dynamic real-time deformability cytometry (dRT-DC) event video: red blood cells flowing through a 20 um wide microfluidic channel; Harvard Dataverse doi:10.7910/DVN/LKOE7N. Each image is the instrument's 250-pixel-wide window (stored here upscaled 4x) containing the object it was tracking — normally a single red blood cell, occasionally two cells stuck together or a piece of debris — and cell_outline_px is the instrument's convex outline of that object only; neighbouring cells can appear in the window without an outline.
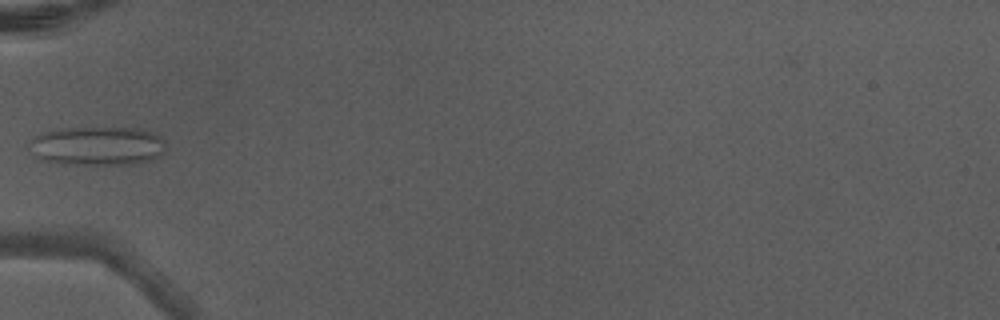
{"species": "Egyptian fruit bat (a non-hibernating species)", "species_latin": "Rousettus aegyptiacus", "temperature_condition": "warm", "stored_images_in_passage": 5, "camera_frame_rate_fps": 3000, "um_per_image_px": 0.085, "animal": {"sex": "male"}, "frame": {"image": 1, "passage_image": 5, "time_ms": 1.333, "image_size_px": [1000, 320], "cell_outline_px": [[164, 152], [160, 156], [148, 160], [132, 164], [64, 164], [40, 160], [36, 156], [28, 144], [28, 140], [40, 132], [60, 128], [136, 128], [152, 132], [160, 136], [164, 140]], "centroid_in_image_um": [8.23, 12.4], "position_along_channel_um": 76.8, "area_um2": 31.15}}